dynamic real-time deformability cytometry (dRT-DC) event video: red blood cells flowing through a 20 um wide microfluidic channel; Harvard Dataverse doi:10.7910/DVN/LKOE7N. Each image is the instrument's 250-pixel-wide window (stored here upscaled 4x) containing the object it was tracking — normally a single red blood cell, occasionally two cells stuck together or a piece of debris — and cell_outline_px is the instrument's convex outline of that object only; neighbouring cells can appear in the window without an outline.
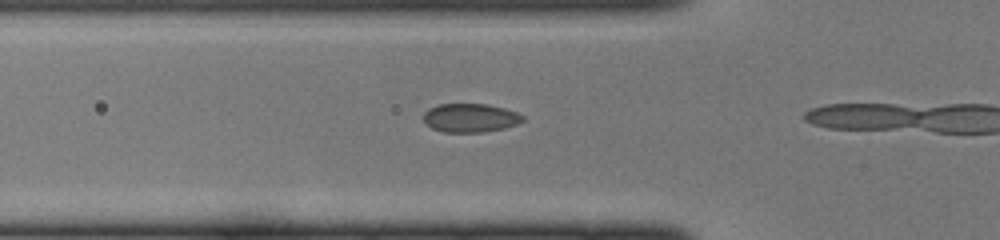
{"species": "common noctule bat (a hibernating species)", "species_latin": "Nyctalus noctula", "temperature_condition": "cold", "stored_images_in_passage": 10, "camera_frame_rate_fps": 3000, "um_per_image_px": 0.085, "animal": {"sex": "female", "body_mass_g": 22.0, "forearm_length_mm": 56.7}, "frame": {"image": 1, "passage_image": 9, "time_ms": 2.667, "image_size_px": [1000, 240], "cell_outline_px": [[524, 120], [516, 124], [504, 128], [484, 132], [444, 132], [432, 128], [424, 120], [424, 112], [428, 108], [440, 104], [488, 104], [504, 108], [516, 112], [524, 116]], "centroid_in_image_um": [39.98, 10.01], "position_along_channel_um": 85.8, "area_um2": 16.53}}